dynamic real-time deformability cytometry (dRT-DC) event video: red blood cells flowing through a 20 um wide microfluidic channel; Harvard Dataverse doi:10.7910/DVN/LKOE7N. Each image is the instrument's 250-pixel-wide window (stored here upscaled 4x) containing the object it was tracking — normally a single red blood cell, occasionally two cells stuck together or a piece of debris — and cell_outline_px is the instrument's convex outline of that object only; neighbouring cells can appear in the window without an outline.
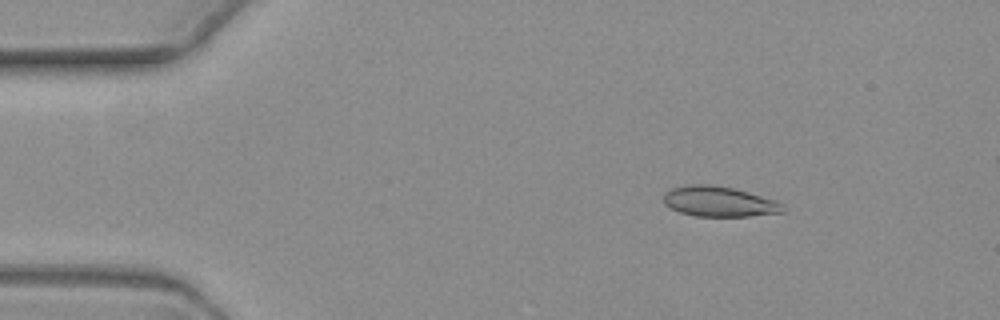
{"species": "common noctule bat (a hibernating species)", "species_latin": "Nyctalus noctula", "temperature_condition": "warm", "stored_images_in_passage": 3, "camera_frame_rate_fps": 3000, "um_per_image_px": 0.085, "animal": {"sex": "female", "body_mass_g": 19.3, "forearm_length_mm": 54.1}, "frame": {"image": 1, "passage_image": 1, "time_ms": 0.0, "image_size_px": [1000, 320], "cell_outline_px": [[788, 208], [784, 212], [748, 216], [696, 216], [680, 212], [664, 204], [664, 192], [672, 188], [688, 184], [708, 184], [732, 188], [748, 192], [776, 200], [784, 204]], "centroid_in_image_um": [61.16, 17.13], "position_along_channel_um": 23.8, "area_um2": 21.1}}